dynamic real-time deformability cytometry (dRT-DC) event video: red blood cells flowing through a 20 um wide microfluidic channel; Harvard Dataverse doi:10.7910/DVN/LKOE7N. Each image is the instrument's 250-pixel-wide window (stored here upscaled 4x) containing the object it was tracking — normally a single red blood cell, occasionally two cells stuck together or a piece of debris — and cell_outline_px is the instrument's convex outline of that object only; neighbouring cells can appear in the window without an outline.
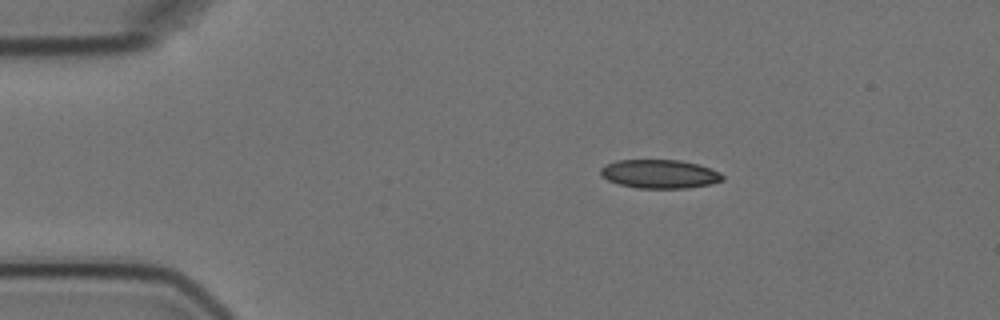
{"species": "Egyptian fruit bat (a non-hibernating species)", "species_latin": "Rousettus aegyptiacus", "temperature_condition": "cold", "stored_images_in_passage": 2, "camera_frame_rate_fps": 3000, "um_per_image_px": 0.085, "animal": {"sex": "female"}, "frame": {"image": 1, "passage_image": 1, "time_ms": 0.0, "image_size_px": [1000, 320], "cell_outline_px": [[724, 180], [708, 184], [688, 188], [636, 188], [620, 184], [608, 180], [600, 172], [600, 168], [604, 164], [616, 160], [680, 160], [696, 164], [720, 172], [724, 176]], "centroid_in_image_um": [56.05, 14.78], "position_along_channel_um": 29.0, "area_um2": 20.29}}